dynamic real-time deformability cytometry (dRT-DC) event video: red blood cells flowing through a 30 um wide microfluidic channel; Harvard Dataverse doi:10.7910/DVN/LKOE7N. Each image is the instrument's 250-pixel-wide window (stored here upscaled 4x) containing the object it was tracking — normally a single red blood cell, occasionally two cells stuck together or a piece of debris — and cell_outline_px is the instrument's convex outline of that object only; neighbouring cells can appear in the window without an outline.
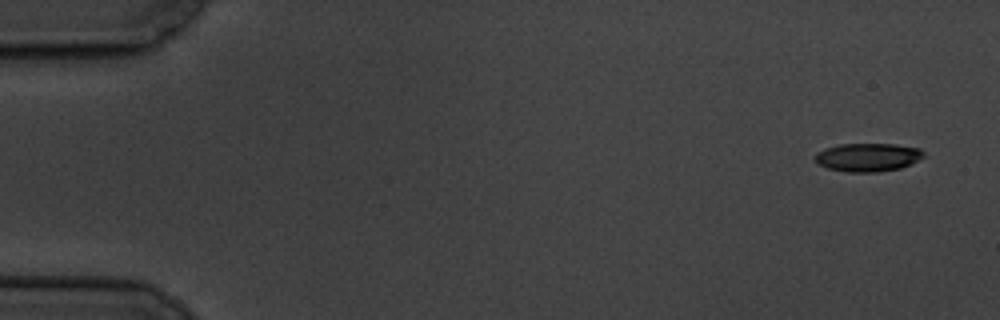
{"species": "common noctule bat (a hibernating species)", "species_latin": "Nyctalus noctula", "temperature_condition": "cold", "stored_images_in_passage": 5, "camera_frame_rate_fps": 3000, "um_per_image_px": 0.085, "animal": {"sex": "male", "body_mass_g": 19.5, "forearm_length_mm": 54.6}, "frame": {"image": 1, "passage_image": 1, "time_ms": 0.0, "image_size_px": [1000, 320], "cell_outline_px": [[924, 156], [900, 168], [876, 172], [848, 172], [828, 168], [816, 164], [816, 152], [824, 148], [840, 144], [896, 144], [920, 148], [924, 152]], "centroid_in_image_um": [73.73, 13.36], "position_along_channel_um": 11.3, "area_um2": 17.86}}